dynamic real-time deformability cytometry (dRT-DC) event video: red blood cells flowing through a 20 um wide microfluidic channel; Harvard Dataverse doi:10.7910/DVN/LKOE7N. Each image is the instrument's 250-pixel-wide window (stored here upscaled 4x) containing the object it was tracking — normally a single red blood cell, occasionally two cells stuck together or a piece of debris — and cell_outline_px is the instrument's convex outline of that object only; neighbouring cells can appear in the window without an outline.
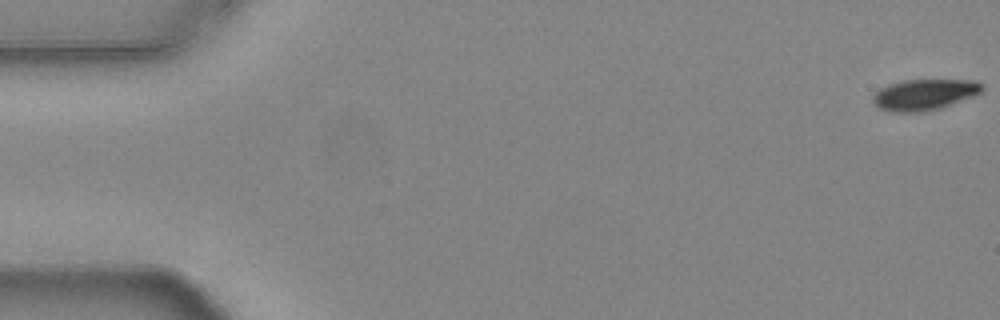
{"species": "common noctule bat (a hibernating species)", "species_latin": "Nyctalus noctula", "temperature_condition": "warm", "stored_images_in_passage": 55, "camera_frame_rate_fps": 3000, "um_per_image_px": 0.085, "animal": {"sex": "female", "body_mass_g": 24.6, "forearm_length_mm": 56.2}, "frame": {"image": 1, "passage_image": 1, "time_ms": 0.0, "image_size_px": [1000, 320], "cell_outline_px": [[984, 88], [980, 92], [972, 96], [940, 108], [924, 112], [892, 112], [880, 108], [872, 104], [872, 96], [880, 88], [888, 84], [904, 80], [972, 80], [984, 84]], "centroid_in_image_um": [78.53, 8.04], "position_along_channel_um": 6.5, "area_um2": 19.71}}
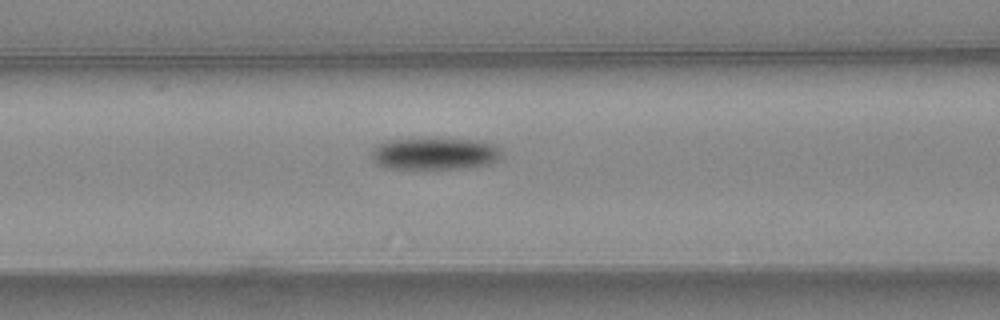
{"frame": {"image": 2, "passage_image": 23, "time_ms": 7.333, "image_size_px": [1000, 320], "cell_outline_px": [[500, 160], [488, 164], [464, 168], [384, 168], [372, 160], [372, 148], [376, 144], [384, 140], [480, 140], [492, 144], [500, 148]], "centroid_in_image_um": [36.93, 13.07], "position_along_channel_um": 129.7, "area_um2": 23.87}}
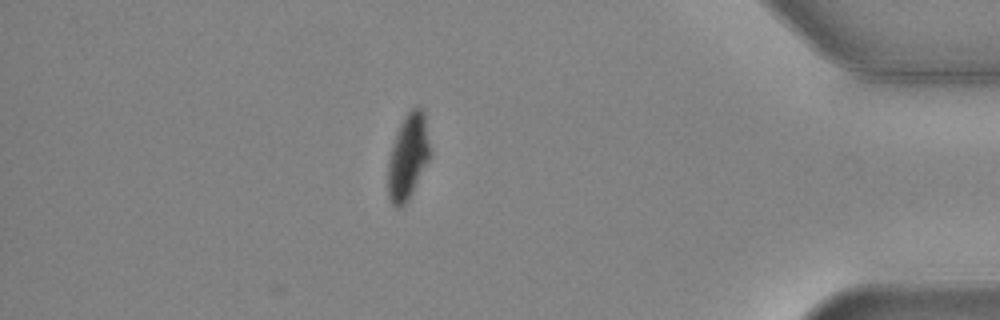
{"frame": {"image": 3, "passage_image": 48, "time_ms": 15.667, "image_size_px": [1000, 320], "cell_outline_px": [[428, 160], [408, 200], [400, 208], [396, 208], [392, 204], [388, 196], [388, 160], [400, 124], [404, 116], [412, 108], [420, 108], [424, 112], [428, 140]], "centroid_in_image_um": [34.65, 13.35], "position_along_channel_um": 400.6, "area_um2": 20.23}, "authors_computed_cell_mechanics": {"area_um2": 23.0622, "velocity_mm_per_s": 3.7551, "shape_relaxation_time_tau1_ms": 3.3836, "shape_relaxation_time_tau2_ms": null, "deformation_change_tau1": 0.1437, "deformation_change_tau2": null}}